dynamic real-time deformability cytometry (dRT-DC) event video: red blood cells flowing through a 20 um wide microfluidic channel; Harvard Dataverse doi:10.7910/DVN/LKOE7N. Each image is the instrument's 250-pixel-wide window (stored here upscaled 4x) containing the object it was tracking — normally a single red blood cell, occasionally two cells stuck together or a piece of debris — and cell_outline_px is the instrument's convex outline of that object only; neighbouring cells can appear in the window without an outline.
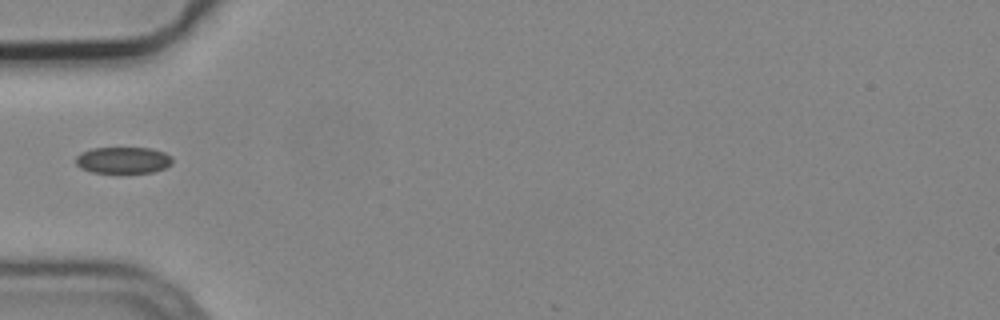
{"species": "common noctule bat (a hibernating species)", "species_latin": "Nyctalus noctula", "temperature_condition": "cold", "stored_images_in_passage": 1, "camera_frame_rate_fps": 3000, "um_per_image_px": 0.085, "animal": {"sex": "male", "body_mass_g": 19.2, "forearm_length_mm": 51.8}, "frame": {"image": 1, "passage_image": 1, "time_ms": 0.0, "image_size_px": [1000, 320], "cell_outline_px": [[172, 164], [164, 168], [152, 172], [92, 172], [80, 168], [76, 164], [76, 156], [80, 152], [92, 148], [152, 148], [164, 152], [172, 156]], "centroid_in_image_um": [10.46, 13.6], "position_along_channel_um": 74.5, "area_um2": 14.91}}